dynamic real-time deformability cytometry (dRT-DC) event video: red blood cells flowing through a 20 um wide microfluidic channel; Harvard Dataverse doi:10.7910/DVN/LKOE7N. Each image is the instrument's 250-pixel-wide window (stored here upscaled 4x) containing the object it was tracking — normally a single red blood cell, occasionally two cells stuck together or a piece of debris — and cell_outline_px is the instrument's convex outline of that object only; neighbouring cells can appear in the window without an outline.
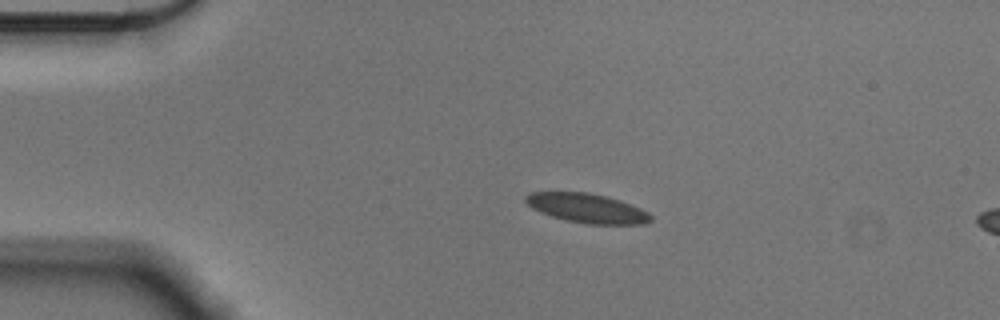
{"species": "Egyptian fruit bat (a non-hibernating species)", "species_latin": "Rousettus aegyptiacus", "temperature_condition": "cold", "stored_images_in_passage": 7, "camera_frame_rate_fps": 3000, "um_per_image_px": 0.085, "animal": {"sex": "male"}, "frame": {"image": 1, "passage_image": 1, "time_ms": 0.0, "image_size_px": [1000, 320], "cell_outline_px": [[652, 220], [644, 224], [588, 224], [564, 220], [540, 212], [532, 208], [524, 200], [524, 196], [528, 192], [588, 192], [620, 200], [640, 208], [648, 212], [652, 216]], "centroid_in_image_um": [49.88, 17.69], "position_along_channel_um": 35.1, "area_um2": 21.39}}